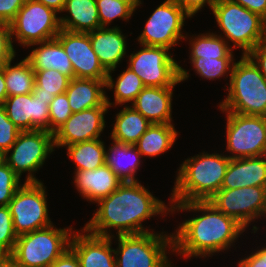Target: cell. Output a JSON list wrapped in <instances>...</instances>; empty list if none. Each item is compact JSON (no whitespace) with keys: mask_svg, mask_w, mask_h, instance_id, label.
<instances>
[{"mask_svg":"<svg viewBox=\"0 0 266 267\" xmlns=\"http://www.w3.org/2000/svg\"><path fill=\"white\" fill-rule=\"evenodd\" d=\"M208 202L246 229L250 222L266 214V187L220 189Z\"/></svg>","mask_w":266,"mask_h":267,"instance_id":"obj_14","label":"cell"},{"mask_svg":"<svg viewBox=\"0 0 266 267\" xmlns=\"http://www.w3.org/2000/svg\"><path fill=\"white\" fill-rule=\"evenodd\" d=\"M197 74L204 79H218L227 75L229 71V77L231 75L234 58H196L190 59Z\"/></svg>","mask_w":266,"mask_h":267,"instance_id":"obj_34","label":"cell"},{"mask_svg":"<svg viewBox=\"0 0 266 267\" xmlns=\"http://www.w3.org/2000/svg\"><path fill=\"white\" fill-rule=\"evenodd\" d=\"M73 232L69 248L76 254L81 267H116L115 253L112 249V238L115 236H99ZM77 233V234H76ZM113 253V254H112Z\"/></svg>","mask_w":266,"mask_h":267,"instance_id":"obj_18","label":"cell"},{"mask_svg":"<svg viewBox=\"0 0 266 267\" xmlns=\"http://www.w3.org/2000/svg\"><path fill=\"white\" fill-rule=\"evenodd\" d=\"M225 41V38L212 33H206L194 37L190 41L191 56L190 59L196 58H233V48ZM229 45V46H228Z\"/></svg>","mask_w":266,"mask_h":267,"instance_id":"obj_31","label":"cell"},{"mask_svg":"<svg viewBox=\"0 0 266 267\" xmlns=\"http://www.w3.org/2000/svg\"><path fill=\"white\" fill-rule=\"evenodd\" d=\"M237 3L249 11L260 15L266 20V0H230Z\"/></svg>","mask_w":266,"mask_h":267,"instance_id":"obj_45","label":"cell"},{"mask_svg":"<svg viewBox=\"0 0 266 267\" xmlns=\"http://www.w3.org/2000/svg\"><path fill=\"white\" fill-rule=\"evenodd\" d=\"M55 38L61 43L71 61L74 78L106 80L108 72L92 49L89 33L61 29Z\"/></svg>","mask_w":266,"mask_h":267,"instance_id":"obj_15","label":"cell"},{"mask_svg":"<svg viewBox=\"0 0 266 267\" xmlns=\"http://www.w3.org/2000/svg\"><path fill=\"white\" fill-rule=\"evenodd\" d=\"M7 95V89H6V81L4 77V66L0 67V105L4 103Z\"/></svg>","mask_w":266,"mask_h":267,"instance_id":"obj_48","label":"cell"},{"mask_svg":"<svg viewBox=\"0 0 266 267\" xmlns=\"http://www.w3.org/2000/svg\"><path fill=\"white\" fill-rule=\"evenodd\" d=\"M168 51L165 47L142 45L140 51L130 54L128 67L145 87H174L188 79L189 73Z\"/></svg>","mask_w":266,"mask_h":267,"instance_id":"obj_8","label":"cell"},{"mask_svg":"<svg viewBox=\"0 0 266 267\" xmlns=\"http://www.w3.org/2000/svg\"><path fill=\"white\" fill-rule=\"evenodd\" d=\"M12 37L21 45L54 39L60 32V17L57 12L36 0H25L24 5L10 22Z\"/></svg>","mask_w":266,"mask_h":267,"instance_id":"obj_9","label":"cell"},{"mask_svg":"<svg viewBox=\"0 0 266 267\" xmlns=\"http://www.w3.org/2000/svg\"><path fill=\"white\" fill-rule=\"evenodd\" d=\"M66 147L67 155L76 165V171L94 170L106 163V148L100 138L74 143Z\"/></svg>","mask_w":266,"mask_h":267,"instance_id":"obj_29","label":"cell"},{"mask_svg":"<svg viewBox=\"0 0 266 267\" xmlns=\"http://www.w3.org/2000/svg\"><path fill=\"white\" fill-rule=\"evenodd\" d=\"M21 131L7 117L5 108L0 105V151L6 153L16 142Z\"/></svg>","mask_w":266,"mask_h":267,"instance_id":"obj_39","label":"cell"},{"mask_svg":"<svg viewBox=\"0 0 266 267\" xmlns=\"http://www.w3.org/2000/svg\"><path fill=\"white\" fill-rule=\"evenodd\" d=\"M72 113L66 93L54 96L49 105V132L54 133Z\"/></svg>","mask_w":266,"mask_h":267,"instance_id":"obj_37","label":"cell"},{"mask_svg":"<svg viewBox=\"0 0 266 267\" xmlns=\"http://www.w3.org/2000/svg\"><path fill=\"white\" fill-rule=\"evenodd\" d=\"M115 120L111 139L120 144L134 145L152 124L132 106H125Z\"/></svg>","mask_w":266,"mask_h":267,"instance_id":"obj_26","label":"cell"},{"mask_svg":"<svg viewBox=\"0 0 266 267\" xmlns=\"http://www.w3.org/2000/svg\"><path fill=\"white\" fill-rule=\"evenodd\" d=\"M62 12L70 14L60 16L63 30L88 33L101 28L96 0H65Z\"/></svg>","mask_w":266,"mask_h":267,"instance_id":"obj_25","label":"cell"},{"mask_svg":"<svg viewBox=\"0 0 266 267\" xmlns=\"http://www.w3.org/2000/svg\"><path fill=\"white\" fill-rule=\"evenodd\" d=\"M74 183L83 198L98 202L115 191L123 181L105 163L94 170L75 171Z\"/></svg>","mask_w":266,"mask_h":267,"instance_id":"obj_20","label":"cell"},{"mask_svg":"<svg viewBox=\"0 0 266 267\" xmlns=\"http://www.w3.org/2000/svg\"><path fill=\"white\" fill-rule=\"evenodd\" d=\"M45 6L54 9L57 13H61L65 6V0H36Z\"/></svg>","mask_w":266,"mask_h":267,"instance_id":"obj_47","label":"cell"},{"mask_svg":"<svg viewBox=\"0 0 266 267\" xmlns=\"http://www.w3.org/2000/svg\"><path fill=\"white\" fill-rule=\"evenodd\" d=\"M9 61L4 65L7 95L30 94L34 90L35 73L29 61L24 58L14 66Z\"/></svg>","mask_w":266,"mask_h":267,"instance_id":"obj_30","label":"cell"},{"mask_svg":"<svg viewBox=\"0 0 266 267\" xmlns=\"http://www.w3.org/2000/svg\"><path fill=\"white\" fill-rule=\"evenodd\" d=\"M177 135L173 124H151L134 146L142 156L155 157L167 152Z\"/></svg>","mask_w":266,"mask_h":267,"instance_id":"obj_28","label":"cell"},{"mask_svg":"<svg viewBox=\"0 0 266 267\" xmlns=\"http://www.w3.org/2000/svg\"><path fill=\"white\" fill-rule=\"evenodd\" d=\"M239 267H266V247L255 251L238 262Z\"/></svg>","mask_w":266,"mask_h":267,"instance_id":"obj_44","label":"cell"},{"mask_svg":"<svg viewBox=\"0 0 266 267\" xmlns=\"http://www.w3.org/2000/svg\"><path fill=\"white\" fill-rule=\"evenodd\" d=\"M34 45L40 46L33 49L31 54L25 57L34 71L52 69L59 71L70 79L74 78L71 61L56 38L30 46Z\"/></svg>","mask_w":266,"mask_h":267,"instance_id":"obj_24","label":"cell"},{"mask_svg":"<svg viewBox=\"0 0 266 267\" xmlns=\"http://www.w3.org/2000/svg\"><path fill=\"white\" fill-rule=\"evenodd\" d=\"M227 113L226 150L230 159L266 155V117Z\"/></svg>","mask_w":266,"mask_h":267,"instance_id":"obj_10","label":"cell"},{"mask_svg":"<svg viewBox=\"0 0 266 267\" xmlns=\"http://www.w3.org/2000/svg\"><path fill=\"white\" fill-rule=\"evenodd\" d=\"M109 106H98L72 115L54 133V147H65L74 143L94 140L105 128L104 115Z\"/></svg>","mask_w":266,"mask_h":267,"instance_id":"obj_16","label":"cell"},{"mask_svg":"<svg viewBox=\"0 0 266 267\" xmlns=\"http://www.w3.org/2000/svg\"><path fill=\"white\" fill-rule=\"evenodd\" d=\"M97 204L98 210L84 229L92 234L106 237L114 236L110 235V228L117 229L118 235L147 233L148 230L142 226L144 220L156 214L163 216L171 211V208L155 198L138 181L123 182Z\"/></svg>","mask_w":266,"mask_h":267,"instance_id":"obj_1","label":"cell"},{"mask_svg":"<svg viewBox=\"0 0 266 267\" xmlns=\"http://www.w3.org/2000/svg\"><path fill=\"white\" fill-rule=\"evenodd\" d=\"M121 2H124L128 4L134 11L137 9L138 6H140L141 0H118Z\"/></svg>","mask_w":266,"mask_h":267,"instance_id":"obj_50","label":"cell"},{"mask_svg":"<svg viewBox=\"0 0 266 267\" xmlns=\"http://www.w3.org/2000/svg\"><path fill=\"white\" fill-rule=\"evenodd\" d=\"M266 187V155L230 159L221 189Z\"/></svg>","mask_w":266,"mask_h":267,"instance_id":"obj_19","label":"cell"},{"mask_svg":"<svg viewBox=\"0 0 266 267\" xmlns=\"http://www.w3.org/2000/svg\"><path fill=\"white\" fill-rule=\"evenodd\" d=\"M24 3L25 0H0V21L10 24Z\"/></svg>","mask_w":266,"mask_h":267,"instance_id":"obj_41","label":"cell"},{"mask_svg":"<svg viewBox=\"0 0 266 267\" xmlns=\"http://www.w3.org/2000/svg\"><path fill=\"white\" fill-rule=\"evenodd\" d=\"M171 212L198 211V217L185 220L173 234V251L183 257H206L230 248L245 228L234 218L217 210L208 201L174 203Z\"/></svg>","mask_w":266,"mask_h":267,"instance_id":"obj_2","label":"cell"},{"mask_svg":"<svg viewBox=\"0 0 266 267\" xmlns=\"http://www.w3.org/2000/svg\"><path fill=\"white\" fill-rule=\"evenodd\" d=\"M72 227L57 229L54 225L19 235L12 259L21 267H50L70 245Z\"/></svg>","mask_w":266,"mask_h":267,"instance_id":"obj_6","label":"cell"},{"mask_svg":"<svg viewBox=\"0 0 266 267\" xmlns=\"http://www.w3.org/2000/svg\"><path fill=\"white\" fill-rule=\"evenodd\" d=\"M34 73L35 85L32 94L42 100H48L49 105L54 96L66 92L71 80L68 76L52 69L34 71Z\"/></svg>","mask_w":266,"mask_h":267,"instance_id":"obj_33","label":"cell"},{"mask_svg":"<svg viewBox=\"0 0 266 267\" xmlns=\"http://www.w3.org/2000/svg\"><path fill=\"white\" fill-rule=\"evenodd\" d=\"M89 37L92 49L96 53L100 64L108 71H115L120 61L126 55V36L119 27H101L90 31Z\"/></svg>","mask_w":266,"mask_h":267,"instance_id":"obj_21","label":"cell"},{"mask_svg":"<svg viewBox=\"0 0 266 267\" xmlns=\"http://www.w3.org/2000/svg\"><path fill=\"white\" fill-rule=\"evenodd\" d=\"M229 81L221 111L266 117V78L247 55L234 63Z\"/></svg>","mask_w":266,"mask_h":267,"instance_id":"obj_4","label":"cell"},{"mask_svg":"<svg viewBox=\"0 0 266 267\" xmlns=\"http://www.w3.org/2000/svg\"><path fill=\"white\" fill-rule=\"evenodd\" d=\"M212 12L225 40L243 49L242 55L266 41V20L260 15L230 0H216Z\"/></svg>","mask_w":266,"mask_h":267,"instance_id":"obj_5","label":"cell"},{"mask_svg":"<svg viewBox=\"0 0 266 267\" xmlns=\"http://www.w3.org/2000/svg\"><path fill=\"white\" fill-rule=\"evenodd\" d=\"M144 87L140 77L129 67L118 76L116 81L112 79L111 71H108L105 81L106 89L111 90L114 88L115 103L113 105L133 103Z\"/></svg>","mask_w":266,"mask_h":267,"instance_id":"obj_32","label":"cell"},{"mask_svg":"<svg viewBox=\"0 0 266 267\" xmlns=\"http://www.w3.org/2000/svg\"><path fill=\"white\" fill-rule=\"evenodd\" d=\"M247 56L254 62L261 74L266 78V41L259 43Z\"/></svg>","mask_w":266,"mask_h":267,"instance_id":"obj_42","label":"cell"},{"mask_svg":"<svg viewBox=\"0 0 266 267\" xmlns=\"http://www.w3.org/2000/svg\"><path fill=\"white\" fill-rule=\"evenodd\" d=\"M7 117L21 131L47 130L49 132L48 100L32 93L9 96L2 104Z\"/></svg>","mask_w":266,"mask_h":267,"instance_id":"obj_17","label":"cell"},{"mask_svg":"<svg viewBox=\"0 0 266 267\" xmlns=\"http://www.w3.org/2000/svg\"><path fill=\"white\" fill-rule=\"evenodd\" d=\"M190 17L201 10L206 3L212 10L216 0H174Z\"/></svg>","mask_w":266,"mask_h":267,"instance_id":"obj_43","label":"cell"},{"mask_svg":"<svg viewBox=\"0 0 266 267\" xmlns=\"http://www.w3.org/2000/svg\"><path fill=\"white\" fill-rule=\"evenodd\" d=\"M101 27H107L114 19L129 20L134 10L118 0H96Z\"/></svg>","mask_w":266,"mask_h":267,"instance_id":"obj_35","label":"cell"},{"mask_svg":"<svg viewBox=\"0 0 266 267\" xmlns=\"http://www.w3.org/2000/svg\"><path fill=\"white\" fill-rule=\"evenodd\" d=\"M53 151V133L47 130L23 131L5 153V162L20 178L23 172H28L25 182H41L36 179L34 172L42 167Z\"/></svg>","mask_w":266,"mask_h":267,"instance_id":"obj_12","label":"cell"},{"mask_svg":"<svg viewBox=\"0 0 266 267\" xmlns=\"http://www.w3.org/2000/svg\"><path fill=\"white\" fill-rule=\"evenodd\" d=\"M190 16L174 1L165 0L148 18L138 37L140 45L165 47L169 50L178 44L183 35L185 18Z\"/></svg>","mask_w":266,"mask_h":267,"instance_id":"obj_13","label":"cell"},{"mask_svg":"<svg viewBox=\"0 0 266 267\" xmlns=\"http://www.w3.org/2000/svg\"><path fill=\"white\" fill-rule=\"evenodd\" d=\"M230 162L228 155L201 153L186 159L176 177L172 190L173 203L208 201L221 189Z\"/></svg>","mask_w":266,"mask_h":267,"instance_id":"obj_3","label":"cell"},{"mask_svg":"<svg viewBox=\"0 0 266 267\" xmlns=\"http://www.w3.org/2000/svg\"><path fill=\"white\" fill-rule=\"evenodd\" d=\"M163 233L117 235L116 267H172L166 248L174 252L173 234Z\"/></svg>","mask_w":266,"mask_h":267,"instance_id":"obj_7","label":"cell"},{"mask_svg":"<svg viewBox=\"0 0 266 267\" xmlns=\"http://www.w3.org/2000/svg\"><path fill=\"white\" fill-rule=\"evenodd\" d=\"M5 163V153L0 151V166Z\"/></svg>","mask_w":266,"mask_h":267,"instance_id":"obj_51","label":"cell"},{"mask_svg":"<svg viewBox=\"0 0 266 267\" xmlns=\"http://www.w3.org/2000/svg\"><path fill=\"white\" fill-rule=\"evenodd\" d=\"M106 151L105 162L123 182L138 181L135 178L142 155L134 145L113 142ZM131 158V159H130ZM125 160V161H124ZM124 161V162H123Z\"/></svg>","mask_w":266,"mask_h":267,"instance_id":"obj_27","label":"cell"},{"mask_svg":"<svg viewBox=\"0 0 266 267\" xmlns=\"http://www.w3.org/2000/svg\"><path fill=\"white\" fill-rule=\"evenodd\" d=\"M174 87H144L132 107L152 124H172Z\"/></svg>","mask_w":266,"mask_h":267,"instance_id":"obj_22","label":"cell"},{"mask_svg":"<svg viewBox=\"0 0 266 267\" xmlns=\"http://www.w3.org/2000/svg\"><path fill=\"white\" fill-rule=\"evenodd\" d=\"M17 238L9 206H0V256L13 252Z\"/></svg>","mask_w":266,"mask_h":267,"instance_id":"obj_36","label":"cell"},{"mask_svg":"<svg viewBox=\"0 0 266 267\" xmlns=\"http://www.w3.org/2000/svg\"><path fill=\"white\" fill-rule=\"evenodd\" d=\"M42 182H24L9 202L15 233L19 236L52 225Z\"/></svg>","mask_w":266,"mask_h":267,"instance_id":"obj_11","label":"cell"},{"mask_svg":"<svg viewBox=\"0 0 266 267\" xmlns=\"http://www.w3.org/2000/svg\"><path fill=\"white\" fill-rule=\"evenodd\" d=\"M0 267H21L10 255L0 256Z\"/></svg>","mask_w":266,"mask_h":267,"instance_id":"obj_49","label":"cell"},{"mask_svg":"<svg viewBox=\"0 0 266 267\" xmlns=\"http://www.w3.org/2000/svg\"><path fill=\"white\" fill-rule=\"evenodd\" d=\"M50 267H81L76 254L68 248Z\"/></svg>","mask_w":266,"mask_h":267,"instance_id":"obj_46","label":"cell"},{"mask_svg":"<svg viewBox=\"0 0 266 267\" xmlns=\"http://www.w3.org/2000/svg\"><path fill=\"white\" fill-rule=\"evenodd\" d=\"M106 80L72 78L66 90L73 113L98 106L111 107L112 102L104 90Z\"/></svg>","mask_w":266,"mask_h":267,"instance_id":"obj_23","label":"cell"},{"mask_svg":"<svg viewBox=\"0 0 266 267\" xmlns=\"http://www.w3.org/2000/svg\"><path fill=\"white\" fill-rule=\"evenodd\" d=\"M21 186L20 177L6 162L2 164L0 166V206H8Z\"/></svg>","mask_w":266,"mask_h":267,"instance_id":"obj_38","label":"cell"},{"mask_svg":"<svg viewBox=\"0 0 266 267\" xmlns=\"http://www.w3.org/2000/svg\"><path fill=\"white\" fill-rule=\"evenodd\" d=\"M10 24L0 21V67L15 58Z\"/></svg>","mask_w":266,"mask_h":267,"instance_id":"obj_40","label":"cell"}]
</instances>
